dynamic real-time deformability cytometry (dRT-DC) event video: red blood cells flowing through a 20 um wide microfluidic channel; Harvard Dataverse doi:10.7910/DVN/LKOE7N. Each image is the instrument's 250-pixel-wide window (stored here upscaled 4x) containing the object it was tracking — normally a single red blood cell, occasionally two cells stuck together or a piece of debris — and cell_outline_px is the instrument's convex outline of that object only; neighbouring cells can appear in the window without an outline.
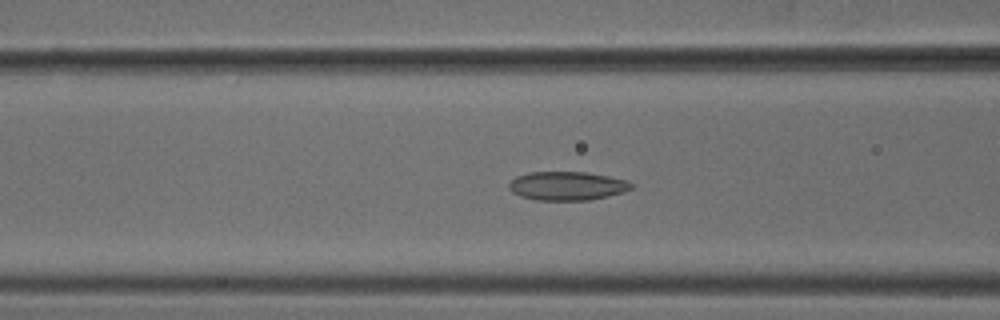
{"species": "common noctule bat (a hibernating species)", "species_latin": "Nyctalus noctula", "temperature_condition": "cold", "stored_images_in_passage": 51, "camera_frame_rate_fps": 3000, "um_per_image_px": 0.085, "animal": {"sex": "male", "body_mass_g": 18.8}, "frame": {"image": 1, "passage_image": 20, "time_ms": 6.333, "image_size_px": [1000, 320], "cell_outline_px": [[632, 188], [624, 192], [608, 196], [588, 200], [536, 200], [520, 196], [512, 192], [508, 188], [508, 184], [516, 176], [528, 172], [584, 172], [608, 176], [628, 180], [632, 184]], "centroid_in_image_um": [48.19, 15.8], "position_along_channel_um": 118.4, "area_um2": 20.52}}
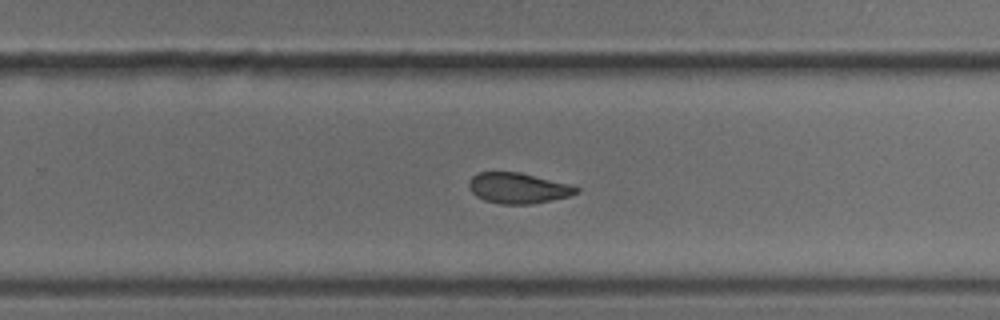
{"frame": {"image": 2, "passage_image": 33, "time_ms": 10.667, "image_size_px": [1000, 320], "cell_outline_px": [[580, 192], [568, 196], [528, 204], [500, 204], [484, 200], [476, 196], [468, 188], [468, 180], [472, 176], [480, 172], [520, 172], [572, 184], [580, 188]], "centroid_in_image_um": [44.03, 15.97], "position_along_channel_um": 285.8, "area_um2": 19.25}}
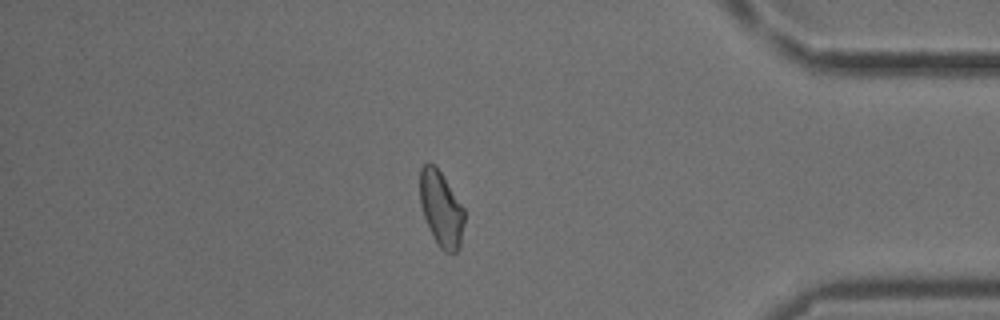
{"frame": {"image": 3, "passage_image": 44, "time_ms": 14.333, "image_size_px": [1000, 320], "cell_outline_px": [[464, 224], [460, 248], [456, 252], [448, 252], [440, 248], [424, 216], [420, 204], [420, 168], [428, 160], [440, 172], [464, 208]], "centroid_in_image_um": [37.5, 17.74], "position_along_channel_um": 397.7, "area_um2": 19.13}, "authors_computed_cell_mechanics": {"area_um2": 20.0566, "velocity_mm_per_s": 3.8648, "shape_relaxation_time_tau1_ms": null, "shape_relaxation_time_tau2_ms": 5.503, "deformation_change_tau1": null, "deformation_change_tau2": 0.0946}}